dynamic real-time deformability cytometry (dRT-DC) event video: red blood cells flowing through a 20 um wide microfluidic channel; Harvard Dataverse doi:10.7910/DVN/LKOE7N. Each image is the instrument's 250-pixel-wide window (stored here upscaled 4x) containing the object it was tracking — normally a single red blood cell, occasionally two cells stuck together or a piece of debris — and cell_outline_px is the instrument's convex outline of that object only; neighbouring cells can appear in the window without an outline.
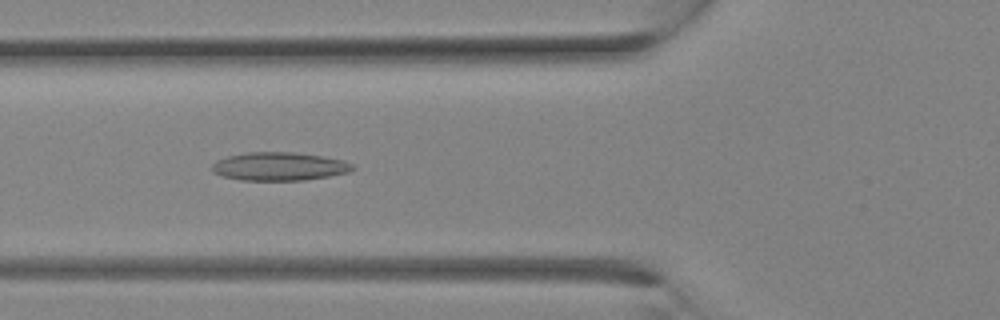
{"species": "Egyptian fruit bat (a non-hibernating species)", "species_latin": "Rousettus aegyptiacus", "temperature_condition": "room temperature", "stored_images_in_passage": 12, "camera_frame_rate_fps": 3000, "um_per_image_px": 0.085, "animal": {"sex": "female"}, "frame": {"image": 1, "passage_image": 5, "time_ms": 1.333, "image_size_px": [1000, 320], "cell_outline_px": [[356, 168], [348, 172], [328, 176], [304, 180], [240, 180], [224, 176], [212, 172], [212, 164], [216, 160], [228, 156], [248, 152], [292, 152], [324, 156], [344, 160], [352, 164]], "centroid_in_image_um": [23.74, 14.14], "position_along_channel_um": 102.1, "area_um2": 23.18}}
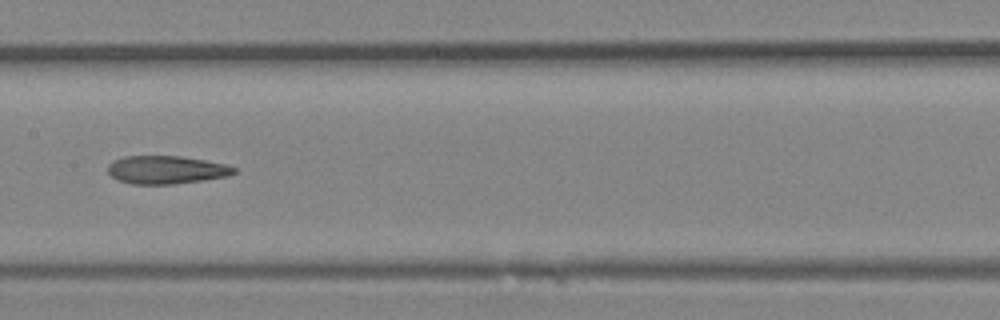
{"frame": {"image": 2, "passage_image": 9, "time_ms": 2.667, "image_size_px": [1000, 320], "cell_outline_px": [[236, 172], [228, 176], [204, 180], [172, 184], [132, 184], [120, 180], [112, 176], [108, 172], [108, 164], [112, 160], [124, 156], [180, 156], [228, 164], [236, 168]], "centroid_in_image_um": [14.14, 14.43], "position_along_channel_um": 193.3, "area_um2": 20.69}}
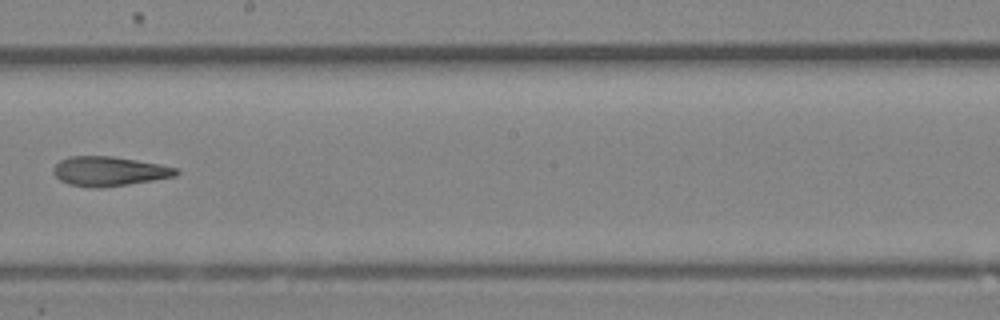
{"frame": {"image": 3, "passage_image": 11, "time_ms": 3.333, "image_size_px": [1000, 320], "cell_outline_px": [[180, 172], [176, 176], [128, 184], [100, 188], [92, 188], [68, 184], [60, 180], [52, 172], [52, 168], [60, 160], [68, 156], [112, 156], [160, 164], [176, 168]], "centroid_in_image_um": [9.24, 14.55], "position_along_channel_um": 239.0, "area_um2": 21.1}}